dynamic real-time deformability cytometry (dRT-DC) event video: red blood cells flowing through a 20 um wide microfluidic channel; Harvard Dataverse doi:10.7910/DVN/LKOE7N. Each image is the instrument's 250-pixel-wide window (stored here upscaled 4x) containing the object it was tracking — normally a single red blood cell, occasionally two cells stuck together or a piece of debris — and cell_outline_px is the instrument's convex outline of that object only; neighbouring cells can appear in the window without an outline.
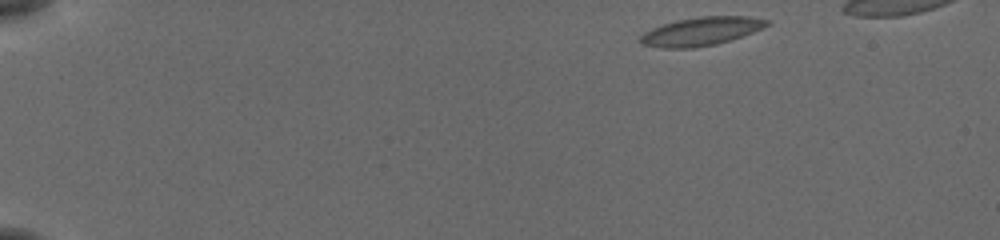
{"species": "common noctule bat (a hibernating species)", "species_latin": "Nyctalus noctula", "temperature_condition": "cold", "stored_images_in_passage": 47, "camera_frame_rate_fps": 3000, "um_per_image_px": 0.085, "animal": {"sex": "female", "body_mass_g": 19.5, "forearm_length_mm": 54.1}, "frame": {"image": 1, "passage_image": 1, "time_ms": 0.0, "image_size_px": [1000, 240], "cell_outline_px": [[772, 24], [752, 32], [716, 44], [692, 48], [664, 48], [640, 44], [640, 36], [644, 32], [652, 28], [676, 20], [700, 16], [748, 16], [772, 20]], "centroid_in_image_um": [59.61, 2.65], "position_along_channel_um": 25.4, "area_um2": 20.92}}
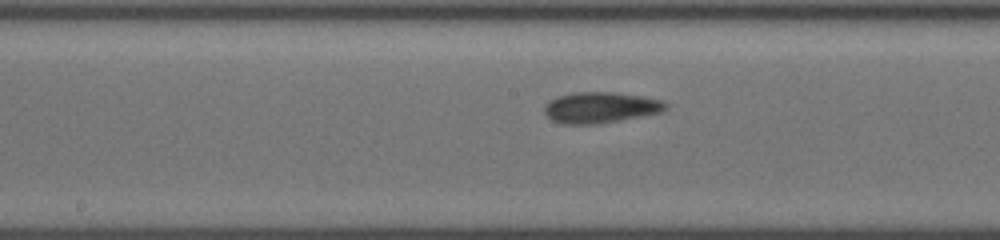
{"frame": {"image": 2, "passage_image": 24, "time_ms": 7.667, "image_size_px": [1000, 240], "cell_outline_px": [[668, 108], [664, 112], [620, 120], [596, 124], [564, 124], [552, 120], [544, 112], [544, 108], [548, 100], [556, 96], [572, 92], [616, 92], [644, 96], [660, 100], [668, 104]], "centroid_in_image_um": [51.05, 9.13], "position_along_channel_um": 197.1, "area_um2": 22.14}}
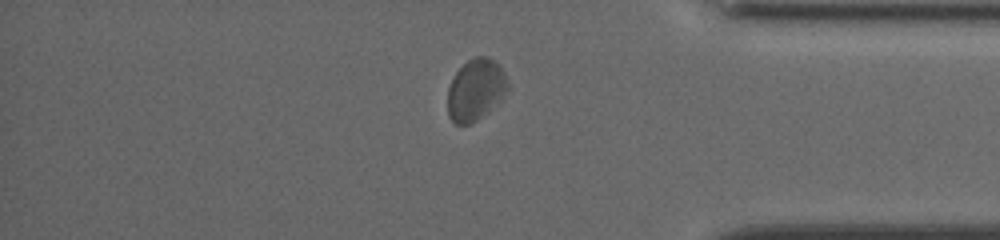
{"frame": {"image": 3, "passage_image": 41, "time_ms": 13.333, "image_size_px": [1000, 240], "cell_outline_px": [[508, 88], [476, 120], [468, 124], [456, 124], [448, 116], [448, 88], [456, 72], [468, 60], [476, 56], [488, 56], [504, 72], [508, 84]], "centroid_in_image_um": [40.37, 7.6], "position_along_channel_um": 394.8, "area_um2": 20.58}}